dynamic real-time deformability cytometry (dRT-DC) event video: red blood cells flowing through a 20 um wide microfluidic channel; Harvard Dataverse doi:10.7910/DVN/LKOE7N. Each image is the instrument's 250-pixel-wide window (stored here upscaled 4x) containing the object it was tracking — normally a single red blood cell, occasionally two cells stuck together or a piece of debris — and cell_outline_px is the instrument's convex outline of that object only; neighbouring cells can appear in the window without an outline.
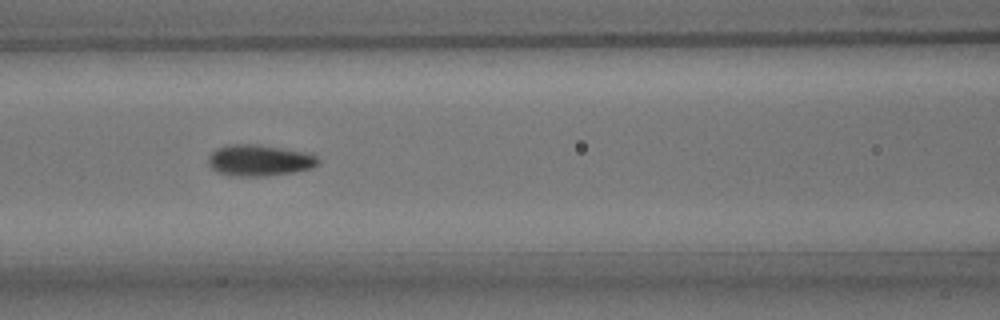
{"species": "common noctule bat (a hibernating species)", "species_latin": "Nyctalus noctula", "temperature_condition": "room temperature", "stored_images_in_passage": 9, "camera_frame_rate_fps": 3000, "um_per_image_px": 0.085, "animal": {"sex": "male", "body_mass_g": 15.6}, "frame": {"image": 1, "passage_image": 6, "time_ms": 5.667, "image_size_px": [1000, 320], "cell_outline_px": [[320, 164], [312, 168], [292, 172], [264, 176], [232, 176], [220, 172], [212, 168], [208, 164], [208, 156], [216, 148], [228, 144], [256, 144], [304, 152], [316, 156], [320, 160]], "centroid_in_image_um": [22.03, 13.63], "position_along_channel_um": 144.6, "area_um2": 19.94}}
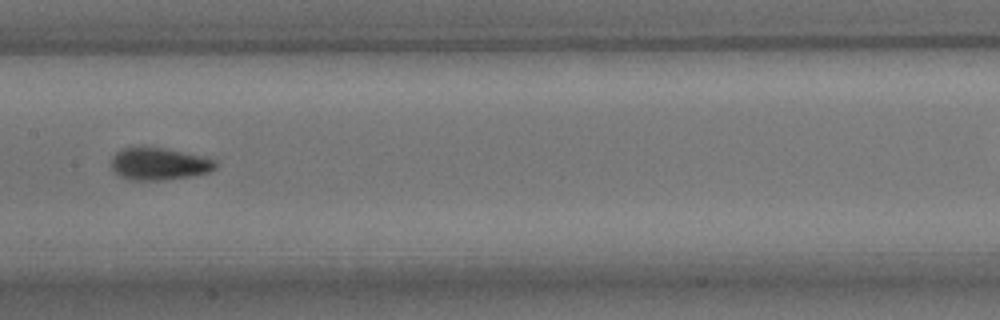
{"frame": {"image": 2, "passage_image": 7, "time_ms": 7.0, "image_size_px": [1000, 320], "cell_outline_px": [[216, 168], [208, 172], [192, 176], [164, 180], [128, 180], [120, 176], [112, 168], [112, 156], [116, 152], [124, 148], [164, 148], [204, 156], [216, 160]], "centroid_in_image_um": [13.54, 13.94], "position_along_channel_um": 193.9, "area_um2": 19.48}}
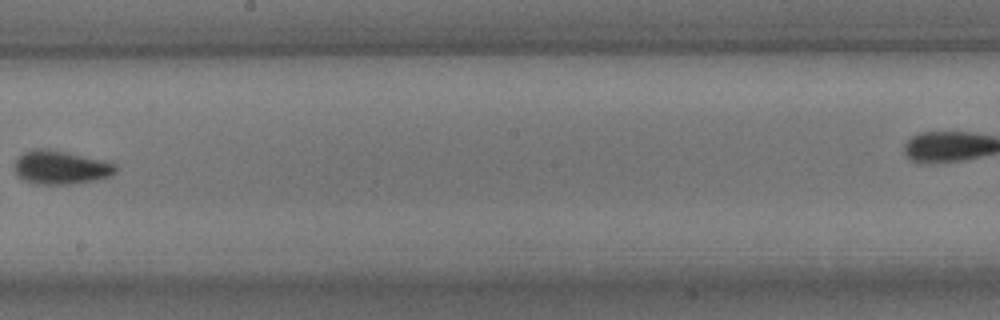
{"frame": {"image": 3, "passage_image": 8, "time_ms": 8.333, "image_size_px": [1000, 320], "cell_outline_px": [[116, 172], [108, 176], [96, 180], [72, 184], [36, 184], [24, 180], [16, 176], [12, 168], [16, 160], [24, 152], [32, 148], [48, 148], [100, 160], [116, 164]], "centroid_in_image_um": [5.08, 14.23], "position_along_channel_um": 243.1, "area_um2": 19.83}}